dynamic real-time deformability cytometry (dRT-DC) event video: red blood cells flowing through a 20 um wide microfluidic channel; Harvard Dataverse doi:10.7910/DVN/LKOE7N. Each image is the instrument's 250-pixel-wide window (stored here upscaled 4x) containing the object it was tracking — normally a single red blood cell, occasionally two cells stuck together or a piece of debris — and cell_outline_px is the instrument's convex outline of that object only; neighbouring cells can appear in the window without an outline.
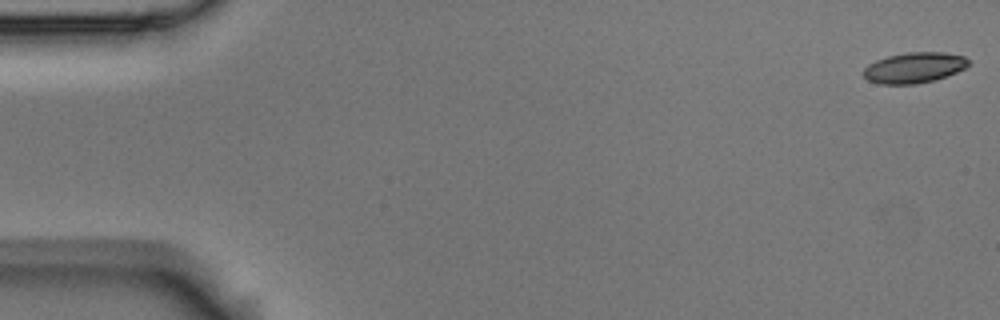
{"species": "Egyptian fruit bat (a non-hibernating species)", "species_latin": "Rousettus aegyptiacus", "temperature_condition": "room temperature", "stored_images_in_passage": 8, "camera_frame_rate_fps": 3000, "um_per_image_px": 0.085, "animal": {"sex": "male"}, "frame": {"image": 1, "passage_image": 1, "time_ms": 0.0, "image_size_px": [1000, 320], "cell_outline_px": [[972, 64], [956, 72], [936, 80], [916, 84], [880, 84], [868, 80], [864, 76], [864, 68], [868, 64], [876, 60], [888, 56], [908, 52], [944, 52], [964, 56]], "centroid_in_image_um": [77.72, 5.75], "position_along_channel_um": 7.3, "area_um2": 18.79}}
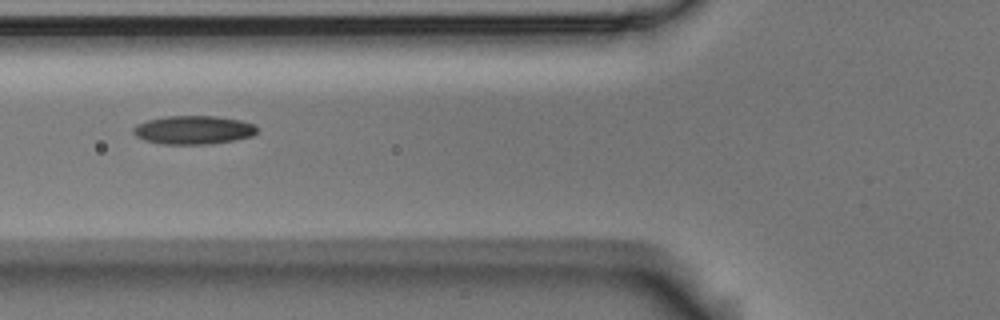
{"frame": {"image": 2, "passage_image": 7, "time_ms": 2.0, "image_size_px": [1000, 320], "cell_outline_px": [[260, 128], [252, 136], [232, 140], [208, 144], [164, 144], [144, 140], [136, 136], [132, 132], [132, 128], [136, 124], [148, 120], [168, 116], [216, 116], [240, 120], [256, 124]], "centroid_in_image_um": [16.45, 11.04], "position_along_channel_um": 109.3, "area_um2": 20.63}}
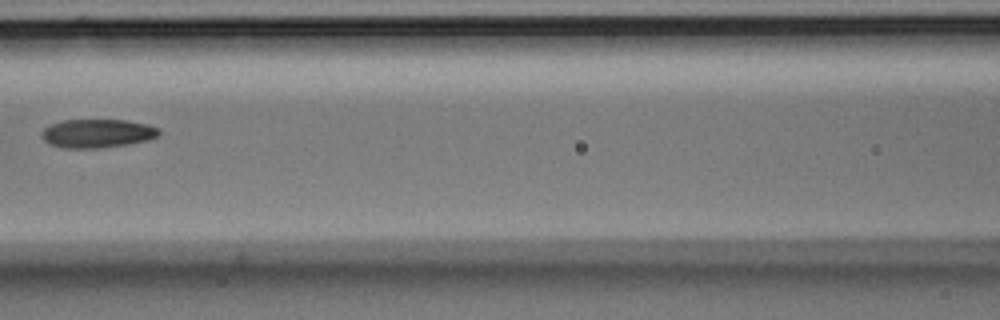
{"frame": {"image": 3, "passage_image": 8, "time_ms": 2.333, "image_size_px": [1000, 320], "cell_outline_px": [[160, 132], [156, 136], [148, 140], [128, 144], [96, 148], [64, 148], [48, 144], [40, 136], [40, 132], [48, 124], [64, 120], [124, 120], [148, 124], [160, 128]], "centroid_in_image_um": [8.22, 11.33], "position_along_channel_um": 158.4, "area_um2": 19.71}}